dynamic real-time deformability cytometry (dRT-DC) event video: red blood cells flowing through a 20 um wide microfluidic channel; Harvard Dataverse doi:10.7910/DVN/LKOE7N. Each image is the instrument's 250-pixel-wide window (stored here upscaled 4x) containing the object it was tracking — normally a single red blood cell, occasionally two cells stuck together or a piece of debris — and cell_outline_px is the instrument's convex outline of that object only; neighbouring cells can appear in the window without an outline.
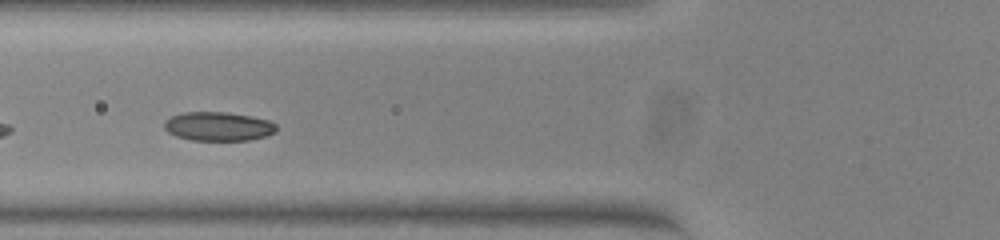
{"species": "common noctule bat (a hibernating species)", "species_latin": "Nyctalus noctula", "temperature_condition": "warm", "stored_images_in_passage": 30, "camera_frame_rate_fps": 3000, "um_per_image_px": 0.085, "animal": {"sex": "female", "body_mass_g": 23.0, "forearm_length_mm": 53.4}, "frame": {"image": 1, "passage_image": 5, "time_ms": 1.333, "image_size_px": [1000, 240], "cell_outline_px": [[276, 132], [268, 136], [248, 140], [192, 140], [176, 136], [168, 132], [164, 128], [164, 120], [172, 116], [184, 112], [228, 112], [268, 120], [276, 124]], "centroid_in_image_um": [18.55, 10.74], "position_along_channel_um": 107.2, "area_um2": 18.9}}
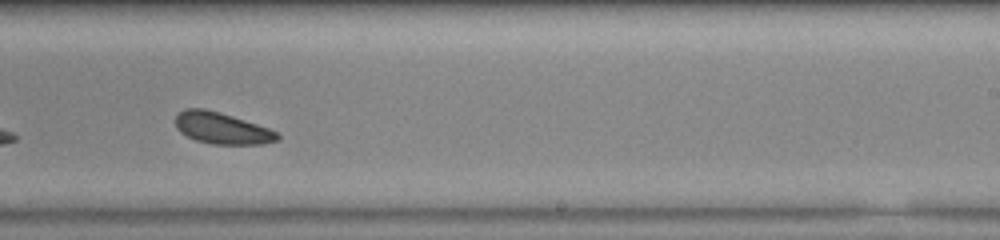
{"frame": {"image": 2, "passage_image": 18, "time_ms": 5.667, "image_size_px": [1000, 240], "cell_outline_px": [[280, 140], [264, 144], [212, 144], [196, 140], [180, 132], [176, 128], [176, 116], [184, 108], [204, 108], [220, 112], [268, 128], [276, 132], [280, 136]], "centroid_in_image_um": [18.86, 10.9], "position_along_channel_um": 270.1, "area_um2": 18.61}}